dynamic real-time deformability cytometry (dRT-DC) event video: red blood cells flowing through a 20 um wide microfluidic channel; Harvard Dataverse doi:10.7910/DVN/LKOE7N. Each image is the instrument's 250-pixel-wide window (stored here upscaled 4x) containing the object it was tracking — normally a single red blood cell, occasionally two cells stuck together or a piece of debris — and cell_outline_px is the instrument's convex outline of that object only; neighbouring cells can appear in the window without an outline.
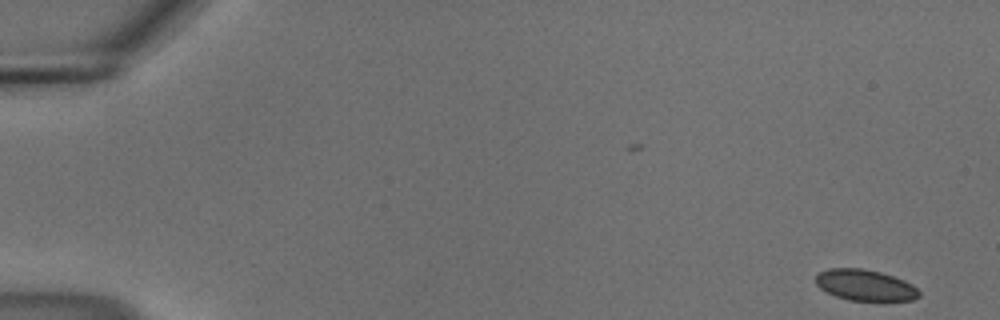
{"species": "common noctule bat (a hibernating species)", "species_latin": "Nyctalus noctula", "temperature_condition": "cold", "stored_images_in_passage": 42, "camera_frame_rate_fps": 3000, "um_per_image_px": 0.085, "animal": {"sex": "male", "body_mass_g": 18.8}, "frame": {"image": 1, "passage_image": 1, "time_ms": 0.0, "image_size_px": [1000, 320], "cell_outline_px": [[920, 296], [912, 300], [848, 300], [836, 296], [820, 288], [816, 284], [816, 276], [820, 272], [828, 268], [860, 268], [880, 272], [904, 280], [912, 284], [920, 292]], "centroid_in_image_um": [73.53, 24.23], "position_along_channel_um": 11.5, "area_um2": 18.5}}
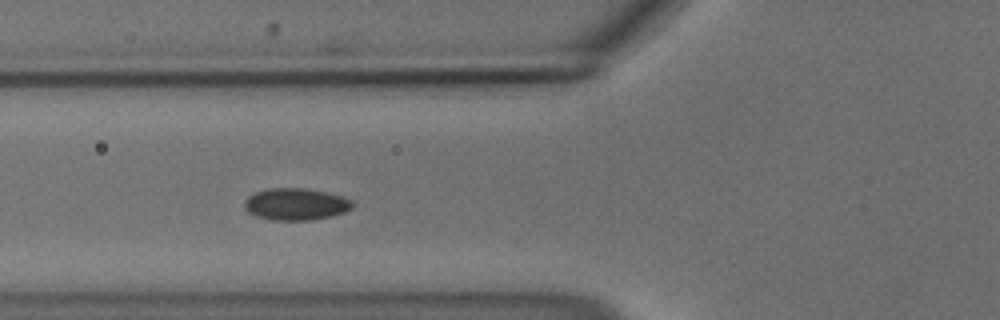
{"frame": {"image": 2, "passage_image": 20, "time_ms": 6.333, "image_size_px": [1000, 320], "cell_outline_px": [[352, 208], [344, 212], [332, 216], [312, 220], [268, 220], [256, 216], [248, 212], [244, 208], [244, 200], [248, 196], [256, 192], [272, 188], [304, 188], [324, 192], [340, 196], [348, 200], [352, 204]], "centroid_in_image_um": [25.08, 17.37], "position_along_channel_um": 100.7, "area_um2": 19.94}}
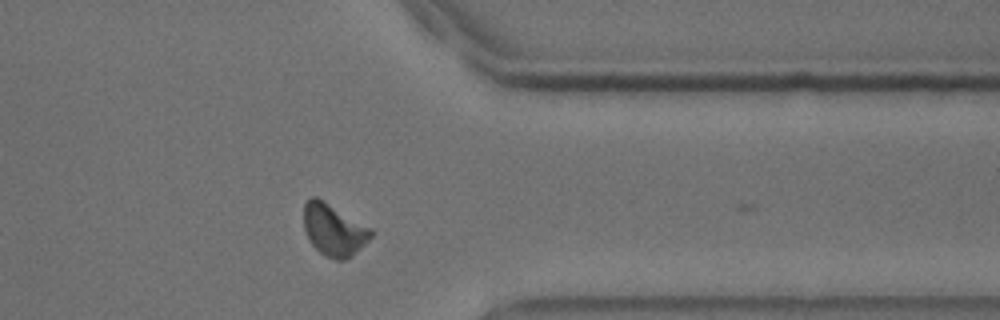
{"frame": {"image": 3, "passage_image": 41, "time_ms": 13.333, "image_size_px": [1000, 320], "cell_outline_px": [[376, 232], [352, 256], [344, 260], [336, 260], [324, 256], [308, 240], [304, 228], [304, 204], [312, 196], [316, 196], [372, 228]], "centroid_in_image_um": [28.38, 19.54], "position_along_channel_um": 383.0, "area_um2": 20.4}}